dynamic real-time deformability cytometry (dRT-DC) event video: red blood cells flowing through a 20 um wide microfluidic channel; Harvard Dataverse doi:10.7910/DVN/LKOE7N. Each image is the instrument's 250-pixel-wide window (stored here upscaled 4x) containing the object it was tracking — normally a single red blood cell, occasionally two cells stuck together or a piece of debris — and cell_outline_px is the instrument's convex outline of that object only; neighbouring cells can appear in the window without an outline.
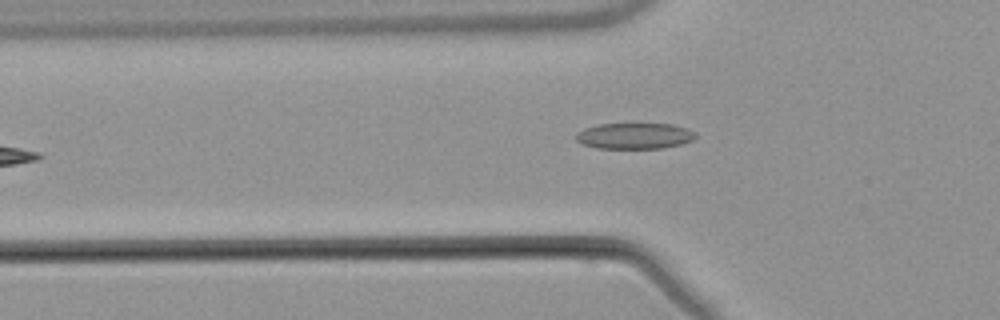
{"species": "common noctule bat (a hibernating species)", "species_latin": "Nyctalus noctula", "temperature_condition": "warm", "stored_images_in_passage": 6, "camera_frame_rate_fps": 3000, "um_per_image_px": 0.085, "animal": {"sex": "male", "body_mass_g": 21.5, "forearm_length_mm": 52.0}, "frame": {"image": 1, "passage_image": 5, "time_ms": 5.333, "image_size_px": [1000, 320], "cell_outline_px": [[696, 136], [692, 140], [680, 144], [664, 148], [596, 148], [584, 144], [576, 140], [576, 136], [584, 128], [600, 124], [672, 124], [688, 128], [696, 132]], "centroid_in_image_um": [53.98, 11.55], "position_along_channel_um": 71.8, "area_um2": 17.98}}
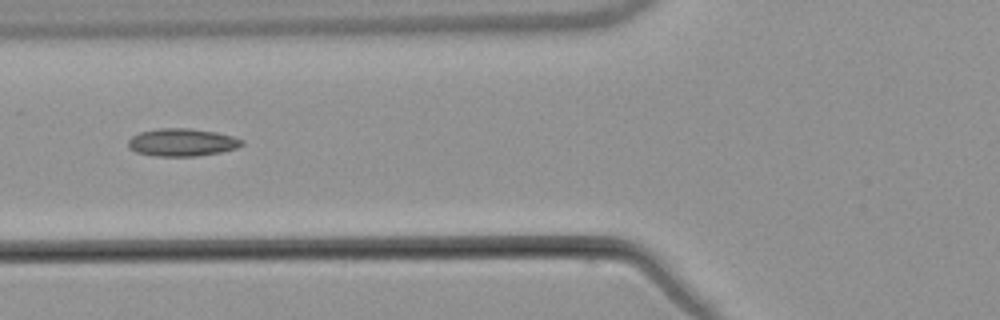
{"frame": {"image": 2, "passage_image": 6, "time_ms": 6.333, "image_size_px": [1000, 320], "cell_outline_px": [[244, 144], [236, 148], [220, 152], [196, 156], [156, 156], [136, 152], [128, 148], [128, 140], [132, 136], [140, 132], [156, 128], [192, 128], [216, 132], [232, 136], [244, 140]], "centroid_in_image_um": [15.46, 12.09], "position_along_channel_um": 110.3, "area_um2": 18.44}}